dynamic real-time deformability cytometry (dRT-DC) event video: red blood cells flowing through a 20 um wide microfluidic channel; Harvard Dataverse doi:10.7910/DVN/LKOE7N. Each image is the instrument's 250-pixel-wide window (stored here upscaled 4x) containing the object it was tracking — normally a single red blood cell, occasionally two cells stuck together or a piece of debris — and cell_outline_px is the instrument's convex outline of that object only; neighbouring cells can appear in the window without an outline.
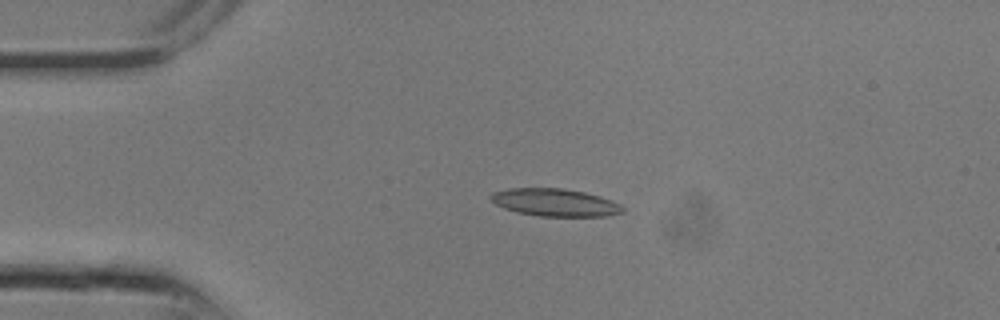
{"species": "common noctule bat (a hibernating species)", "species_latin": "Nyctalus noctula", "temperature_condition": "room temperature", "stored_images_in_passage": 6, "camera_frame_rate_fps": 3000, "um_per_image_px": 0.085, "animal": {"sex": "male", "body_mass_g": 13.3}, "frame": {"image": 1, "passage_image": 1, "time_ms": 0.0, "image_size_px": [1000, 320], "cell_outline_px": [[624, 212], [604, 216], [540, 216], [516, 212], [504, 208], [496, 204], [488, 196], [492, 192], [508, 188], [560, 188], [584, 192], [600, 196], [612, 200], [620, 204], [624, 208]], "centroid_in_image_um": [47.16, 17.2], "position_along_channel_um": 37.8, "area_um2": 21.21}}
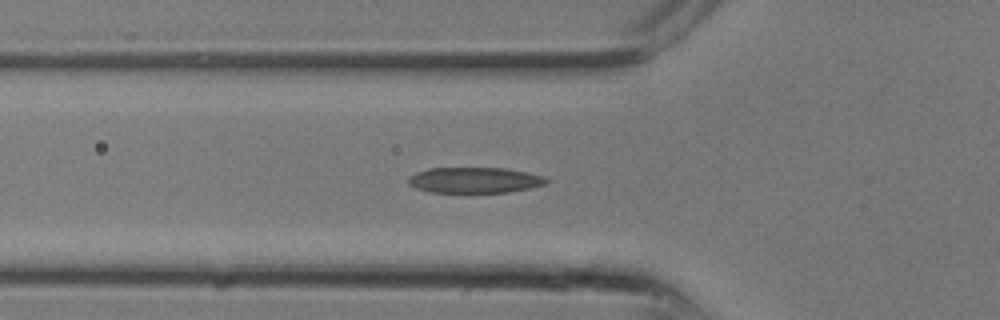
{"frame": {"image": 2, "passage_image": 4, "time_ms": 1.0, "image_size_px": [1000, 320], "cell_outline_px": [[548, 180], [544, 184], [528, 188], [508, 192], [428, 192], [416, 188], [408, 184], [408, 176], [416, 172], [428, 168], [504, 168], [528, 172], [544, 176]], "centroid_in_image_um": [40.29, 15.3], "position_along_channel_um": 85.5, "area_um2": 20.63}}
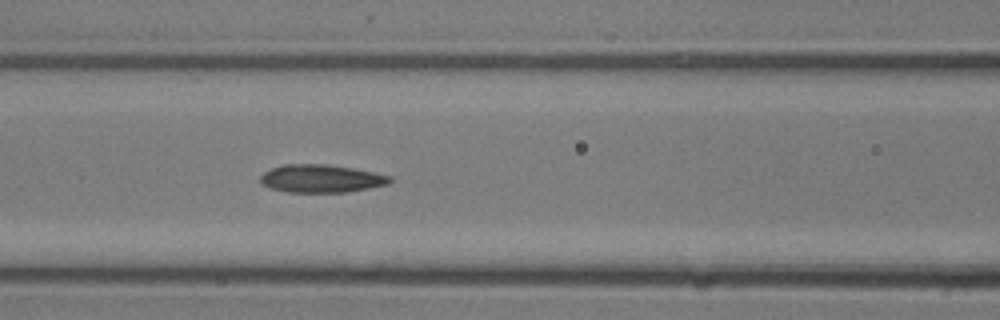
{"frame": {"image": 3, "passage_image": 6, "time_ms": 1.667, "image_size_px": [1000, 320], "cell_outline_px": [[392, 180], [388, 184], [348, 192], [288, 192], [272, 188], [264, 184], [260, 180], [260, 176], [264, 172], [272, 168], [284, 164], [328, 164], [352, 168], [392, 176]], "centroid_in_image_um": [27.31, 15.17], "position_along_channel_um": 139.3, "area_um2": 20.92}}